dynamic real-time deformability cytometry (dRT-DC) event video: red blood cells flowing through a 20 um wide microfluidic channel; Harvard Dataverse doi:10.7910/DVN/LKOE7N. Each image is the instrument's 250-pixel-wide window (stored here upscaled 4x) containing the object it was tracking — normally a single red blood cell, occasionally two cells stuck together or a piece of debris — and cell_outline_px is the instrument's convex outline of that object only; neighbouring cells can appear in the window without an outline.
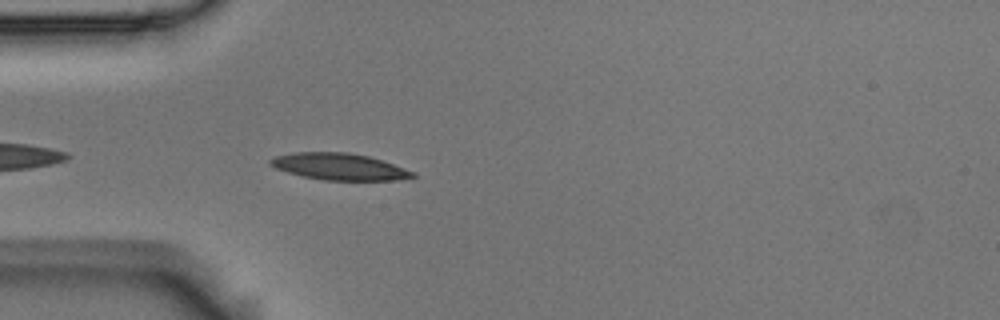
{"species": "Egyptian fruit bat (a non-hibernating species)", "species_latin": "Rousettus aegyptiacus", "temperature_condition": "room temperature", "stored_images_in_passage": 1, "camera_frame_rate_fps": 3000, "um_per_image_px": 0.085, "animal": {"sex": "male"}, "frame": {"image": 1, "passage_image": 1, "time_ms": 0.0, "image_size_px": [1000, 320], "cell_outline_px": [[416, 176], [396, 180], [324, 180], [304, 176], [288, 172], [276, 168], [268, 164], [268, 160], [276, 156], [292, 152], [348, 152], [368, 156], [416, 172]], "centroid_in_image_um": [28.81, 14.16], "position_along_channel_um": 56.2, "area_um2": 21.96}}